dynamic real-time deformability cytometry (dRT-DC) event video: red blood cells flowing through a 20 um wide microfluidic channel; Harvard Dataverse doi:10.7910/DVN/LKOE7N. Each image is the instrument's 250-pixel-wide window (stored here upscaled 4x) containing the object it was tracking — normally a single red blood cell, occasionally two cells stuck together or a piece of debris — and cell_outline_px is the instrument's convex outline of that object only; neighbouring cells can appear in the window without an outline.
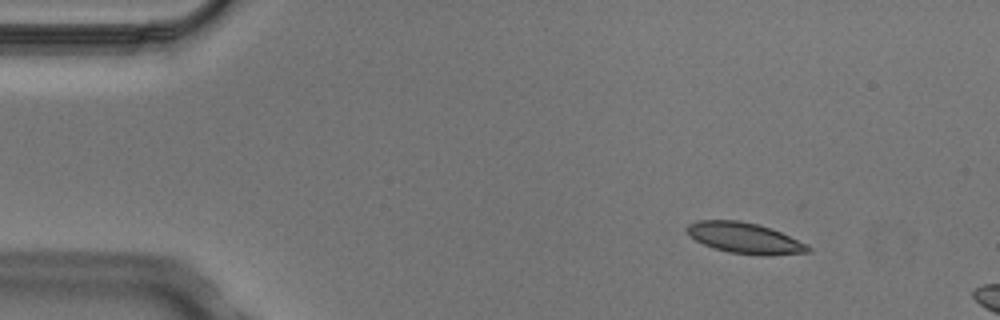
{"species": "Egyptian fruit bat (a non-hibernating species)", "species_latin": "Rousettus aegyptiacus", "temperature_condition": "cold", "stored_images_in_passage": 3, "camera_frame_rate_fps": 3000, "um_per_image_px": 0.085, "animal": {"sex": "male"}, "frame": {"image": 1, "passage_image": 2, "time_ms": 0.333, "image_size_px": [1000, 320], "cell_outline_px": [[812, 252], [764, 256], [728, 252], [704, 244], [696, 240], [684, 228], [688, 224], [696, 220], [740, 220], [756, 224], [780, 232], [808, 244], [812, 248]], "centroid_in_image_um": [63.33, 20.24], "position_along_channel_um": 21.7, "area_um2": 21.68}}